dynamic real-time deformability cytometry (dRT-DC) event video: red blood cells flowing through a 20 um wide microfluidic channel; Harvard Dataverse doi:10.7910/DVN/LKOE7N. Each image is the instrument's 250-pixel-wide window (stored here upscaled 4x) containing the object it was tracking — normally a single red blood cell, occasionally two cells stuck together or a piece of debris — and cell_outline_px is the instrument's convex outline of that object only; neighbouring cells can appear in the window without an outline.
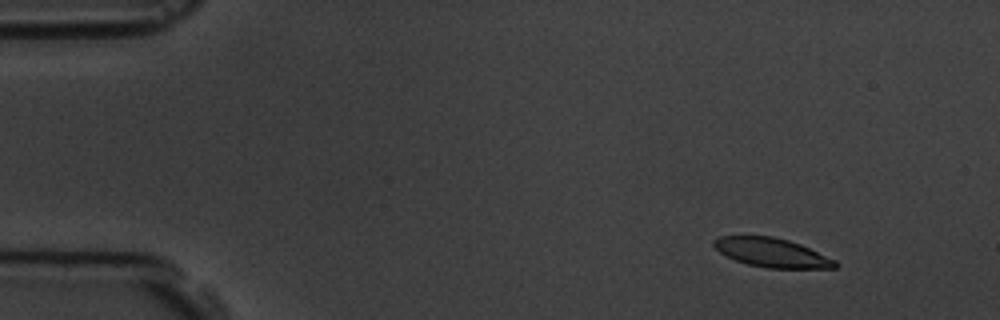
{"species": "common noctule bat (a hibernating species)", "species_latin": "Nyctalus noctula", "temperature_condition": "room temperature", "stored_images_in_passage": 4, "camera_frame_rate_fps": 3000, "um_per_image_px": 0.085, "animal": {"sex": "male", "body_mass_g": 19.5, "forearm_length_mm": 54.6}, "frame": {"image": 1, "passage_image": 1, "time_ms": 0.0, "image_size_px": [1000, 320], "cell_outline_px": [[840, 264], [836, 268], [768, 268], [748, 264], [736, 260], [720, 252], [712, 244], [712, 240], [720, 236], [772, 236], [788, 240], [800, 244], [836, 260]], "centroid_in_image_um": [65.63, 21.47], "position_along_channel_um": 19.4, "area_um2": 20.4}}
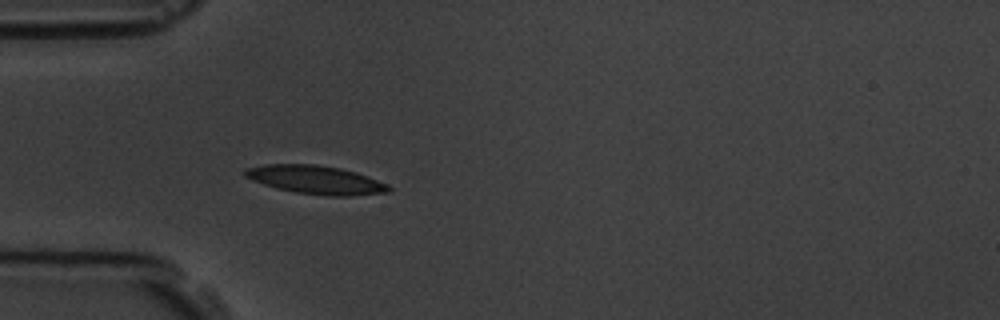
{"frame": {"image": 2, "passage_image": 4, "time_ms": 3.667, "image_size_px": [1000, 320], "cell_outline_px": [[392, 188], [388, 192], [348, 196], [328, 196], [296, 192], [276, 188], [252, 180], [244, 176], [244, 168], [264, 164], [316, 164], [340, 168], [356, 172], [368, 176], [388, 184]], "centroid_in_image_um": [26.83, 15.27], "position_along_channel_um": 58.2, "area_um2": 23.87}}